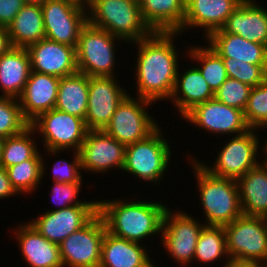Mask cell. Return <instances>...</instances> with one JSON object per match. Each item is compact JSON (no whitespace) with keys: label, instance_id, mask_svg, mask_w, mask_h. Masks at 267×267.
Returning <instances> with one entry per match:
<instances>
[{"label":"cell","instance_id":"cell-1","mask_svg":"<svg viewBox=\"0 0 267 267\" xmlns=\"http://www.w3.org/2000/svg\"><path fill=\"white\" fill-rule=\"evenodd\" d=\"M178 32H152L148 37L130 43L137 48L135 66L136 96L153 103L170 99L174 90L179 51L175 44Z\"/></svg>","mask_w":267,"mask_h":267},{"label":"cell","instance_id":"cell-2","mask_svg":"<svg viewBox=\"0 0 267 267\" xmlns=\"http://www.w3.org/2000/svg\"><path fill=\"white\" fill-rule=\"evenodd\" d=\"M128 200H98V213L102 216L107 231L141 244L145 238L148 240L154 235L156 238L157 234V237L161 236L163 217L168 204L145 199L141 201L140 198L137 201Z\"/></svg>","mask_w":267,"mask_h":267},{"label":"cell","instance_id":"cell-3","mask_svg":"<svg viewBox=\"0 0 267 267\" xmlns=\"http://www.w3.org/2000/svg\"><path fill=\"white\" fill-rule=\"evenodd\" d=\"M186 159L190 160L192 172L195 174L201 203L199 207H202L203 218L206 219L202 222L205 225L225 226L243 214L236 180L212 174L193 154L189 153Z\"/></svg>","mask_w":267,"mask_h":267},{"label":"cell","instance_id":"cell-4","mask_svg":"<svg viewBox=\"0 0 267 267\" xmlns=\"http://www.w3.org/2000/svg\"><path fill=\"white\" fill-rule=\"evenodd\" d=\"M86 7L90 25L124 43L137 42L152 33L141 17L139 0H91Z\"/></svg>","mask_w":267,"mask_h":267},{"label":"cell","instance_id":"cell-5","mask_svg":"<svg viewBox=\"0 0 267 267\" xmlns=\"http://www.w3.org/2000/svg\"><path fill=\"white\" fill-rule=\"evenodd\" d=\"M162 132L159 126L146 139L126 146L122 172L131 173L139 181L161 185L173 155L170 147L172 143L164 138L166 136Z\"/></svg>","mask_w":267,"mask_h":267},{"label":"cell","instance_id":"cell-6","mask_svg":"<svg viewBox=\"0 0 267 267\" xmlns=\"http://www.w3.org/2000/svg\"><path fill=\"white\" fill-rule=\"evenodd\" d=\"M30 126L39 133L47 156H59L70 149L79 152L88 128L85 120L56 108L41 113Z\"/></svg>","mask_w":267,"mask_h":267},{"label":"cell","instance_id":"cell-7","mask_svg":"<svg viewBox=\"0 0 267 267\" xmlns=\"http://www.w3.org/2000/svg\"><path fill=\"white\" fill-rule=\"evenodd\" d=\"M117 42L124 41L87 23L81 29L76 47L78 72L89 77H117Z\"/></svg>","mask_w":267,"mask_h":267},{"label":"cell","instance_id":"cell-8","mask_svg":"<svg viewBox=\"0 0 267 267\" xmlns=\"http://www.w3.org/2000/svg\"><path fill=\"white\" fill-rule=\"evenodd\" d=\"M258 131V129H250L246 133L227 138L228 142L225 141L224 146L221 145L213 165L198 161L212 174L237 181L263 161L261 158L260 161L258 160L259 152L262 150L260 153L263 155L265 150V146L260 145L264 141H261Z\"/></svg>","mask_w":267,"mask_h":267},{"label":"cell","instance_id":"cell-9","mask_svg":"<svg viewBox=\"0 0 267 267\" xmlns=\"http://www.w3.org/2000/svg\"><path fill=\"white\" fill-rule=\"evenodd\" d=\"M229 258L249 260L267 267V220L240 215L223 226Z\"/></svg>","mask_w":267,"mask_h":267},{"label":"cell","instance_id":"cell-10","mask_svg":"<svg viewBox=\"0 0 267 267\" xmlns=\"http://www.w3.org/2000/svg\"><path fill=\"white\" fill-rule=\"evenodd\" d=\"M129 93L117 107L104 131L125 146L146 139L160 125L151 116L148 107L152 101Z\"/></svg>","mask_w":267,"mask_h":267},{"label":"cell","instance_id":"cell-11","mask_svg":"<svg viewBox=\"0 0 267 267\" xmlns=\"http://www.w3.org/2000/svg\"><path fill=\"white\" fill-rule=\"evenodd\" d=\"M185 211L167 208L162 224L161 244L175 264L186 267L193 265V258L199 234L205 223ZM186 265V266H185Z\"/></svg>","mask_w":267,"mask_h":267},{"label":"cell","instance_id":"cell-12","mask_svg":"<svg viewBox=\"0 0 267 267\" xmlns=\"http://www.w3.org/2000/svg\"><path fill=\"white\" fill-rule=\"evenodd\" d=\"M41 8L45 38L76 48L81 29L88 23L87 7L74 0H47Z\"/></svg>","mask_w":267,"mask_h":267},{"label":"cell","instance_id":"cell-13","mask_svg":"<svg viewBox=\"0 0 267 267\" xmlns=\"http://www.w3.org/2000/svg\"><path fill=\"white\" fill-rule=\"evenodd\" d=\"M106 225L98 213L59 244L63 267H99Z\"/></svg>","mask_w":267,"mask_h":267},{"label":"cell","instance_id":"cell-14","mask_svg":"<svg viewBox=\"0 0 267 267\" xmlns=\"http://www.w3.org/2000/svg\"><path fill=\"white\" fill-rule=\"evenodd\" d=\"M182 119L198 127L199 130L210 132L211 135L237 136L246 133L251 128L248 126L244 111L227 106L212 98L198 104L190 110ZM233 134V135H232Z\"/></svg>","mask_w":267,"mask_h":267},{"label":"cell","instance_id":"cell-15","mask_svg":"<svg viewBox=\"0 0 267 267\" xmlns=\"http://www.w3.org/2000/svg\"><path fill=\"white\" fill-rule=\"evenodd\" d=\"M126 146L104 130H88L79 150L82 172L104 174L121 170L125 163Z\"/></svg>","mask_w":267,"mask_h":267},{"label":"cell","instance_id":"cell-16","mask_svg":"<svg viewBox=\"0 0 267 267\" xmlns=\"http://www.w3.org/2000/svg\"><path fill=\"white\" fill-rule=\"evenodd\" d=\"M29 223L48 241L60 244L73 232L87 225L97 214L98 205L70 206L60 210L45 209Z\"/></svg>","mask_w":267,"mask_h":267},{"label":"cell","instance_id":"cell-17","mask_svg":"<svg viewBox=\"0 0 267 267\" xmlns=\"http://www.w3.org/2000/svg\"><path fill=\"white\" fill-rule=\"evenodd\" d=\"M116 77H89L85 118L89 130H104L119 104L129 94ZM120 84V85H119Z\"/></svg>","mask_w":267,"mask_h":267},{"label":"cell","instance_id":"cell-18","mask_svg":"<svg viewBox=\"0 0 267 267\" xmlns=\"http://www.w3.org/2000/svg\"><path fill=\"white\" fill-rule=\"evenodd\" d=\"M26 49L31 71L59 78L78 72L75 47L44 38Z\"/></svg>","mask_w":267,"mask_h":267},{"label":"cell","instance_id":"cell-19","mask_svg":"<svg viewBox=\"0 0 267 267\" xmlns=\"http://www.w3.org/2000/svg\"><path fill=\"white\" fill-rule=\"evenodd\" d=\"M243 0H186L182 36L191 29L204 30L206 39L213 31L221 29L227 18ZM191 28V29H190ZM189 29V30H188ZM188 30V31H185Z\"/></svg>","mask_w":267,"mask_h":267},{"label":"cell","instance_id":"cell-20","mask_svg":"<svg viewBox=\"0 0 267 267\" xmlns=\"http://www.w3.org/2000/svg\"><path fill=\"white\" fill-rule=\"evenodd\" d=\"M60 78L31 71L18 98L23 117L31 123L41 113L55 108Z\"/></svg>","mask_w":267,"mask_h":267},{"label":"cell","instance_id":"cell-21","mask_svg":"<svg viewBox=\"0 0 267 267\" xmlns=\"http://www.w3.org/2000/svg\"><path fill=\"white\" fill-rule=\"evenodd\" d=\"M12 229L23 256L30 267H63L59 245L48 241L28 221Z\"/></svg>","mask_w":267,"mask_h":267},{"label":"cell","instance_id":"cell-22","mask_svg":"<svg viewBox=\"0 0 267 267\" xmlns=\"http://www.w3.org/2000/svg\"><path fill=\"white\" fill-rule=\"evenodd\" d=\"M144 245L117 237L106 230L99 267H156L149 257L147 245Z\"/></svg>","mask_w":267,"mask_h":267},{"label":"cell","instance_id":"cell-23","mask_svg":"<svg viewBox=\"0 0 267 267\" xmlns=\"http://www.w3.org/2000/svg\"><path fill=\"white\" fill-rule=\"evenodd\" d=\"M255 0H243L221 28L225 33L264 44L267 38V9Z\"/></svg>","mask_w":267,"mask_h":267},{"label":"cell","instance_id":"cell-24","mask_svg":"<svg viewBox=\"0 0 267 267\" xmlns=\"http://www.w3.org/2000/svg\"><path fill=\"white\" fill-rule=\"evenodd\" d=\"M194 66L183 70L179 67L174 90L169 101L177 108L179 118H183L190 110L198 104L204 103L214 98L211 90L201 72ZM182 68V69H181ZM181 70L183 73H180Z\"/></svg>","mask_w":267,"mask_h":267},{"label":"cell","instance_id":"cell-25","mask_svg":"<svg viewBox=\"0 0 267 267\" xmlns=\"http://www.w3.org/2000/svg\"><path fill=\"white\" fill-rule=\"evenodd\" d=\"M205 40L204 43L207 42L222 58H233L253 65H267V52L261 43L225 33L222 29L213 31Z\"/></svg>","mask_w":267,"mask_h":267},{"label":"cell","instance_id":"cell-26","mask_svg":"<svg viewBox=\"0 0 267 267\" xmlns=\"http://www.w3.org/2000/svg\"><path fill=\"white\" fill-rule=\"evenodd\" d=\"M186 0H139L144 23L152 32H179L185 19Z\"/></svg>","mask_w":267,"mask_h":267},{"label":"cell","instance_id":"cell-27","mask_svg":"<svg viewBox=\"0 0 267 267\" xmlns=\"http://www.w3.org/2000/svg\"><path fill=\"white\" fill-rule=\"evenodd\" d=\"M31 73L30 57L26 48L12 47L0 56V96L18 99Z\"/></svg>","mask_w":267,"mask_h":267},{"label":"cell","instance_id":"cell-28","mask_svg":"<svg viewBox=\"0 0 267 267\" xmlns=\"http://www.w3.org/2000/svg\"><path fill=\"white\" fill-rule=\"evenodd\" d=\"M242 213L249 216H267V162L249 170L237 180Z\"/></svg>","mask_w":267,"mask_h":267},{"label":"cell","instance_id":"cell-29","mask_svg":"<svg viewBox=\"0 0 267 267\" xmlns=\"http://www.w3.org/2000/svg\"><path fill=\"white\" fill-rule=\"evenodd\" d=\"M12 47L27 48L45 38L40 4L26 3L7 26Z\"/></svg>","mask_w":267,"mask_h":267},{"label":"cell","instance_id":"cell-30","mask_svg":"<svg viewBox=\"0 0 267 267\" xmlns=\"http://www.w3.org/2000/svg\"><path fill=\"white\" fill-rule=\"evenodd\" d=\"M89 76L76 72L60 78L55 108L81 119L86 118Z\"/></svg>","mask_w":267,"mask_h":267},{"label":"cell","instance_id":"cell-31","mask_svg":"<svg viewBox=\"0 0 267 267\" xmlns=\"http://www.w3.org/2000/svg\"><path fill=\"white\" fill-rule=\"evenodd\" d=\"M207 46H189L186 48L187 56L196 62L197 68L211 90L215 93L227 80L228 76L224 67L222 57L215 52L207 43Z\"/></svg>","mask_w":267,"mask_h":267},{"label":"cell","instance_id":"cell-32","mask_svg":"<svg viewBox=\"0 0 267 267\" xmlns=\"http://www.w3.org/2000/svg\"><path fill=\"white\" fill-rule=\"evenodd\" d=\"M43 155L39 151L32 159L6 168L10 183L20 195L34 194L41 185L42 178L47 173L46 157Z\"/></svg>","mask_w":267,"mask_h":267},{"label":"cell","instance_id":"cell-33","mask_svg":"<svg viewBox=\"0 0 267 267\" xmlns=\"http://www.w3.org/2000/svg\"><path fill=\"white\" fill-rule=\"evenodd\" d=\"M225 256V258H224ZM224 258V259H223ZM226 235L223 226L205 225L201 230L195 248L193 262L207 265L218 262L219 259L227 260Z\"/></svg>","mask_w":267,"mask_h":267},{"label":"cell","instance_id":"cell-34","mask_svg":"<svg viewBox=\"0 0 267 267\" xmlns=\"http://www.w3.org/2000/svg\"><path fill=\"white\" fill-rule=\"evenodd\" d=\"M35 134L36 131L29 126L22 133L7 137L4 141L0 165L6 169L32 159L40 151L37 147V141L34 139Z\"/></svg>","mask_w":267,"mask_h":267},{"label":"cell","instance_id":"cell-35","mask_svg":"<svg viewBox=\"0 0 267 267\" xmlns=\"http://www.w3.org/2000/svg\"><path fill=\"white\" fill-rule=\"evenodd\" d=\"M30 123L23 117L19 100L0 96V136L11 137L22 133Z\"/></svg>","mask_w":267,"mask_h":267},{"label":"cell","instance_id":"cell-36","mask_svg":"<svg viewBox=\"0 0 267 267\" xmlns=\"http://www.w3.org/2000/svg\"><path fill=\"white\" fill-rule=\"evenodd\" d=\"M244 117L251 129L267 128V80L252 87L244 109Z\"/></svg>","mask_w":267,"mask_h":267},{"label":"cell","instance_id":"cell-37","mask_svg":"<svg viewBox=\"0 0 267 267\" xmlns=\"http://www.w3.org/2000/svg\"><path fill=\"white\" fill-rule=\"evenodd\" d=\"M227 76L256 87L267 80V65H253L233 58H222Z\"/></svg>","mask_w":267,"mask_h":267},{"label":"cell","instance_id":"cell-38","mask_svg":"<svg viewBox=\"0 0 267 267\" xmlns=\"http://www.w3.org/2000/svg\"><path fill=\"white\" fill-rule=\"evenodd\" d=\"M52 184L53 187H51L52 189L50 190V198L51 202H53L54 205H57V207L50 209V211L60 210L70 206L98 205L97 200L87 201L86 199V201L83 200V202L82 199L78 200L83 186L82 183H61L54 181Z\"/></svg>","mask_w":267,"mask_h":267},{"label":"cell","instance_id":"cell-39","mask_svg":"<svg viewBox=\"0 0 267 267\" xmlns=\"http://www.w3.org/2000/svg\"><path fill=\"white\" fill-rule=\"evenodd\" d=\"M251 89V86L228 77L214 93V98L227 106L244 111Z\"/></svg>","mask_w":267,"mask_h":267},{"label":"cell","instance_id":"cell-40","mask_svg":"<svg viewBox=\"0 0 267 267\" xmlns=\"http://www.w3.org/2000/svg\"><path fill=\"white\" fill-rule=\"evenodd\" d=\"M72 161L59 159L52 166V181L61 183H82V168L79 152L73 151Z\"/></svg>","mask_w":267,"mask_h":267},{"label":"cell","instance_id":"cell-41","mask_svg":"<svg viewBox=\"0 0 267 267\" xmlns=\"http://www.w3.org/2000/svg\"><path fill=\"white\" fill-rule=\"evenodd\" d=\"M25 4L23 0H0V25L7 27Z\"/></svg>","mask_w":267,"mask_h":267},{"label":"cell","instance_id":"cell-42","mask_svg":"<svg viewBox=\"0 0 267 267\" xmlns=\"http://www.w3.org/2000/svg\"><path fill=\"white\" fill-rule=\"evenodd\" d=\"M16 195H20L15 188L12 186L9 180L7 170L0 165V200L12 198Z\"/></svg>","mask_w":267,"mask_h":267},{"label":"cell","instance_id":"cell-43","mask_svg":"<svg viewBox=\"0 0 267 267\" xmlns=\"http://www.w3.org/2000/svg\"><path fill=\"white\" fill-rule=\"evenodd\" d=\"M223 262L224 264L221 265L222 267H266L257 262L235 259V258H227V260Z\"/></svg>","mask_w":267,"mask_h":267},{"label":"cell","instance_id":"cell-44","mask_svg":"<svg viewBox=\"0 0 267 267\" xmlns=\"http://www.w3.org/2000/svg\"><path fill=\"white\" fill-rule=\"evenodd\" d=\"M12 48L7 27L0 25V56Z\"/></svg>","mask_w":267,"mask_h":267},{"label":"cell","instance_id":"cell-45","mask_svg":"<svg viewBox=\"0 0 267 267\" xmlns=\"http://www.w3.org/2000/svg\"><path fill=\"white\" fill-rule=\"evenodd\" d=\"M25 3L30 4H44L47 0H23Z\"/></svg>","mask_w":267,"mask_h":267},{"label":"cell","instance_id":"cell-46","mask_svg":"<svg viewBox=\"0 0 267 267\" xmlns=\"http://www.w3.org/2000/svg\"><path fill=\"white\" fill-rule=\"evenodd\" d=\"M6 138H3L0 136V158H1V153H2V150H3V145H4V141H5Z\"/></svg>","mask_w":267,"mask_h":267},{"label":"cell","instance_id":"cell-47","mask_svg":"<svg viewBox=\"0 0 267 267\" xmlns=\"http://www.w3.org/2000/svg\"><path fill=\"white\" fill-rule=\"evenodd\" d=\"M74 1H76V2H78L80 4H82V5L87 6L90 3L91 0H74Z\"/></svg>","mask_w":267,"mask_h":267},{"label":"cell","instance_id":"cell-48","mask_svg":"<svg viewBox=\"0 0 267 267\" xmlns=\"http://www.w3.org/2000/svg\"><path fill=\"white\" fill-rule=\"evenodd\" d=\"M264 148H265V150H264V157H265L264 160L267 162V146H265Z\"/></svg>","mask_w":267,"mask_h":267},{"label":"cell","instance_id":"cell-49","mask_svg":"<svg viewBox=\"0 0 267 267\" xmlns=\"http://www.w3.org/2000/svg\"><path fill=\"white\" fill-rule=\"evenodd\" d=\"M264 47H265V50H266V52H267V38H266V40H265V42H264Z\"/></svg>","mask_w":267,"mask_h":267},{"label":"cell","instance_id":"cell-50","mask_svg":"<svg viewBox=\"0 0 267 267\" xmlns=\"http://www.w3.org/2000/svg\"><path fill=\"white\" fill-rule=\"evenodd\" d=\"M264 146H267V139H265V143H264Z\"/></svg>","mask_w":267,"mask_h":267}]
</instances>
